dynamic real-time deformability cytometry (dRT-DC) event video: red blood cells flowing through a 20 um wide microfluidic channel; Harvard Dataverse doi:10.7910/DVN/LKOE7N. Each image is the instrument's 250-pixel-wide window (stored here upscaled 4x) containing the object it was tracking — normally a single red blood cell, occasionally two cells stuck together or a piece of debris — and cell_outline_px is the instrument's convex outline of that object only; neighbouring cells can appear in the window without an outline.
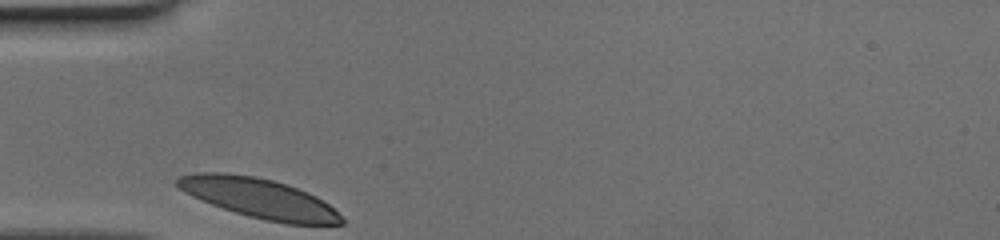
{"species": "human", "species_latin": "Homo sapiens", "temperature_condition": "cold", "stored_images_in_passage": 25, "camera_frame_rate_fps": 3000, "um_per_image_px": 0.085, "donor": {"sex": "female"}, "frame": {"image": 1, "passage_image": 1, "time_ms": 0.0, "image_size_px": [1000, 240], "cell_outline_px": [[344, 224], [288, 224], [264, 220], [248, 216], [212, 204], [192, 196], [184, 192], [176, 184], [176, 180], [180, 176], [196, 172], [224, 172], [256, 176], [272, 180], [308, 192], [316, 196], [328, 204], [344, 220]], "centroid_in_image_um": [22.0, 16.84], "position_along_channel_um": 63.0, "area_um2": 37.63}}
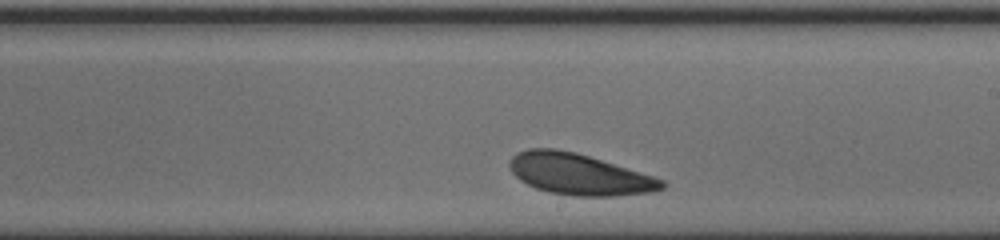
{"frame": {"image": 2, "passage_image": 15, "time_ms": 4.667, "image_size_px": [1000, 240], "cell_outline_px": [[668, 184], [664, 188], [652, 192], [616, 196], [572, 196], [548, 192], [536, 188], [520, 180], [512, 172], [508, 164], [512, 156], [516, 152], [528, 148], [556, 148], [576, 152], [652, 176], [664, 180]], "centroid_in_image_um": [49.2, 14.81], "position_along_channel_um": 239.8, "area_um2": 36.59}}
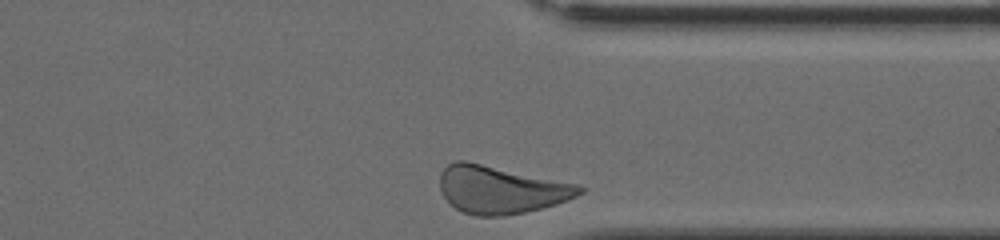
{"frame": {"image": 3, "passage_image": 25, "time_ms": 8.0, "image_size_px": [1000, 240], "cell_outline_px": [[584, 192], [568, 200], [556, 204], [524, 212], [504, 216], [476, 216], [464, 212], [456, 208], [444, 196], [440, 188], [440, 176], [444, 168], [448, 164], [456, 160], [464, 160], [576, 184], [584, 188]], "centroid_in_image_um": [42.55, 16.12], "position_along_channel_um": 368.8, "area_um2": 38.32}}